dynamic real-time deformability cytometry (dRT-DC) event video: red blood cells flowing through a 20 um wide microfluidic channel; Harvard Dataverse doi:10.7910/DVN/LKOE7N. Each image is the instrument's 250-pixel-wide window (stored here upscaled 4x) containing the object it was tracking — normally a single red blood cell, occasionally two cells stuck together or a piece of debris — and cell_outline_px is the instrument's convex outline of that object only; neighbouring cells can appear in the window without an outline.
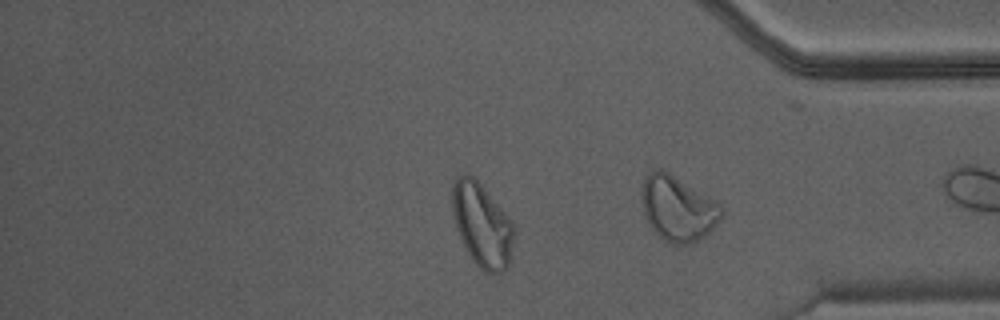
{"species": "Egyptian fruit bat (a non-hibernating species)", "species_latin": "Rousettus aegyptiacus", "temperature_condition": "warm", "stored_images_in_passage": 29, "camera_frame_rate_fps": 3000, "um_per_image_px": 0.085, "animal": {"sex": "male"}, "frame": {"image": 1, "passage_image": 21, "time_ms": 6.667, "image_size_px": [1000, 320], "cell_outline_px": [[516, 228], [508, 264], [504, 272], [484, 272], [472, 260], [456, 228], [452, 212], [452, 184], [464, 172], [468, 172], [480, 184], [512, 220]], "centroid_in_image_um": [40.97, 19.11], "position_along_channel_um": 394.2, "area_um2": 29.88}}